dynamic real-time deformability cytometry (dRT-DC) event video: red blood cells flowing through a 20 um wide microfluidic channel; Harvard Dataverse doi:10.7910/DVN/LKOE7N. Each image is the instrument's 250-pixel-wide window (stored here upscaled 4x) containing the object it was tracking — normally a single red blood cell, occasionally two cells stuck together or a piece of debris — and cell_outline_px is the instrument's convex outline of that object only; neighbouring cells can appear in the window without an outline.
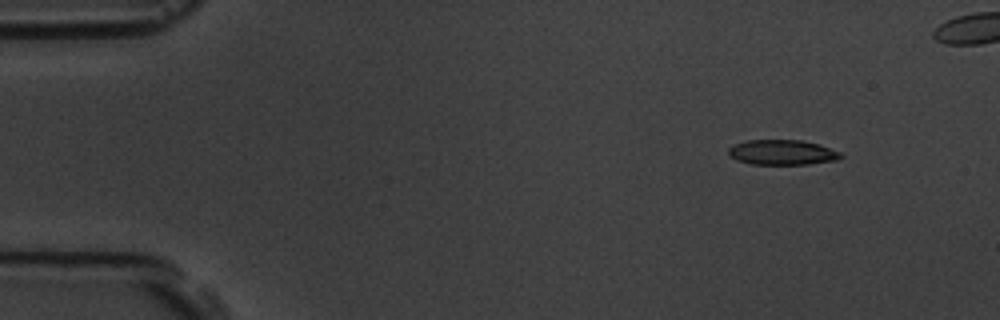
{"species": "common noctule bat (a hibernating species)", "species_latin": "Nyctalus noctula", "temperature_condition": "room temperature", "stored_images_in_passage": 5, "camera_frame_rate_fps": 3000, "um_per_image_px": 0.085, "animal": {"sex": "male", "body_mass_g": 19.5, "forearm_length_mm": 54.6}, "frame": {"image": 1, "passage_image": 1, "time_ms": 0.0, "image_size_px": [1000, 320], "cell_outline_px": [[844, 156], [836, 160], [808, 164], [752, 164], [736, 160], [728, 156], [728, 148], [744, 140], [800, 140], [820, 144], [840, 152]], "centroid_in_image_um": [66.47, 12.95], "position_along_channel_um": 18.5, "area_um2": 16.47}}